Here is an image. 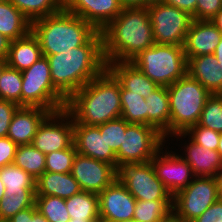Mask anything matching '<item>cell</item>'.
Masks as SVG:
<instances>
[{"label": "cell", "mask_w": 222, "mask_h": 222, "mask_svg": "<svg viewBox=\"0 0 222 222\" xmlns=\"http://www.w3.org/2000/svg\"><path fill=\"white\" fill-rule=\"evenodd\" d=\"M46 58L52 83L67 100L107 68L101 31H97L80 47L47 55Z\"/></svg>", "instance_id": "6da1fadb"}, {"label": "cell", "mask_w": 222, "mask_h": 222, "mask_svg": "<svg viewBox=\"0 0 222 222\" xmlns=\"http://www.w3.org/2000/svg\"><path fill=\"white\" fill-rule=\"evenodd\" d=\"M101 34L106 64L131 62L142 51L155 44L147 8H123Z\"/></svg>", "instance_id": "7a4b0ae2"}, {"label": "cell", "mask_w": 222, "mask_h": 222, "mask_svg": "<svg viewBox=\"0 0 222 222\" xmlns=\"http://www.w3.org/2000/svg\"><path fill=\"white\" fill-rule=\"evenodd\" d=\"M121 84L106 68L100 75L77 90L68 100L66 110L74 124L98 126L121 117Z\"/></svg>", "instance_id": "3957f363"}, {"label": "cell", "mask_w": 222, "mask_h": 222, "mask_svg": "<svg viewBox=\"0 0 222 222\" xmlns=\"http://www.w3.org/2000/svg\"><path fill=\"white\" fill-rule=\"evenodd\" d=\"M43 56L84 45L97 30L81 17L62 8L59 12L31 22Z\"/></svg>", "instance_id": "277c9868"}, {"label": "cell", "mask_w": 222, "mask_h": 222, "mask_svg": "<svg viewBox=\"0 0 222 222\" xmlns=\"http://www.w3.org/2000/svg\"><path fill=\"white\" fill-rule=\"evenodd\" d=\"M170 108V137L185 133L199 121L206 100L212 95L188 73L167 87Z\"/></svg>", "instance_id": "5b68a950"}, {"label": "cell", "mask_w": 222, "mask_h": 222, "mask_svg": "<svg viewBox=\"0 0 222 222\" xmlns=\"http://www.w3.org/2000/svg\"><path fill=\"white\" fill-rule=\"evenodd\" d=\"M131 62L158 86L168 87L187 74L183 46L155 43Z\"/></svg>", "instance_id": "8992f818"}, {"label": "cell", "mask_w": 222, "mask_h": 222, "mask_svg": "<svg viewBox=\"0 0 222 222\" xmlns=\"http://www.w3.org/2000/svg\"><path fill=\"white\" fill-rule=\"evenodd\" d=\"M21 73V106L42 107L51 113L66 108L67 99L54 87L45 56Z\"/></svg>", "instance_id": "52a82bcc"}, {"label": "cell", "mask_w": 222, "mask_h": 222, "mask_svg": "<svg viewBox=\"0 0 222 222\" xmlns=\"http://www.w3.org/2000/svg\"><path fill=\"white\" fill-rule=\"evenodd\" d=\"M116 180L125 185L136 200H173V196L157 178L150 161L118 164Z\"/></svg>", "instance_id": "ba28073f"}, {"label": "cell", "mask_w": 222, "mask_h": 222, "mask_svg": "<svg viewBox=\"0 0 222 222\" xmlns=\"http://www.w3.org/2000/svg\"><path fill=\"white\" fill-rule=\"evenodd\" d=\"M156 44L183 46L192 16L174 6L154 0L148 7Z\"/></svg>", "instance_id": "9c48e42d"}, {"label": "cell", "mask_w": 222, "mask_h": 222, "mask_svg": "<svg viewBox=\"0 0 222 222\" xmlns=\"http://www.w3.org/2000/svg\"><path fill=\"white\" fill-rule=\"evenodd\" d=\"M166 142L155 127L130 123L116 153V167L121 163L149 162Z\"/></svg>", "instance_id": "30bf717a"}, {"label": "cell", "mask_w": 222, "mask_h": 222, "mask_svg": "<svg viewBox=\"0 0 222 222\" xmlns=\"http://www.w3.org/2000/svg\"><path fill=\"white\" fill-rule=\"evenodd\" d=\"M218 199L216 177H195L173 196V214L184 222H192Z\"/></svg>", "instance_id": "8fae6325"}, {"label": "cell", "mask_w": 222, "mask_h": 222, "mask_svg": "<svg viewBox=\"0 0 222 222\" xmlns=\"http://www.w3.org/2000/svg\"><path fill=\"white\" fill-rule=\"evenodd\" d=\"M74 143V120L62 109L50 113L40 124L31 145L45 155L69 148Z\"/></svg>", "instance_id": "7c38bea8"}, {"label": "cell", "mask_w": 222, "mask_h": 222, "mask_svg": "<svg viewBox=\"0 0 222 222\" xmlns=\"http://www.w3.org/2000/svg\"><path fill=\"white\" fill-rule=\"evenodd\" d=\"M165 147L167 148L164 149ZM165 147L163 146L150 162L157 178L164 184L168 192L175 196L196 176L190 165L177 152L169 151L167 144Z\"/></svg>", "instance_id": "4fadbf2b"}, {"label": "cell", "mask_w": 222, "mask_h": 222, "mask_svg": "<svg viewBox=\"0 0 222 222\" xmlns=\"http://www.w3.org/2000/svg\"><path fill=\"white\" fill-rule=\"evenodd\" d=\"M71 174L81 190L99 194L116 180V169L103 161L76 154Z\"/></svg>", "instance_id": "5bb4252c"}, {"label": "cell", "mask_w": 222, "mask_h": 222, "mask_svg": "<svg viewBox=\"0 0 222 222\" xmlns=\"http://www.w3.org/2000/svg\"><path fill=\"white\" fill-rule=\"evenodd\" d=\"M99 197V217L106 222H120L132 219L136 199L125 185L115 180L106 187Z\"/></svg>", "instance_id": "9a60e30c"}, {"label": "cell", "mask_w": 222, "mask_h": 222, "mask_svg": "<svg viewBox=\"0 0 222 222\" xmlns=\"http://www.w3.org/2000/svg\"><path fill=\"white\" fill-rule=\"evenodd\" d=\"M63 8L102 31L123 7L119 0H63Z\"/></svg>", "instance_id": "2e32d148"}, {"label": "cell", "mask_w": 222, "mask_h": 222, "mask_svg": "<svg viewBox=\"0 0 222 222\" xmlns=\"http://www.w3.org/2000/svg\"><path fill=\"white\" fill-rule=\"evenodd\" d=\"M74 145L78 154L106 162L116 169V154L97 126L74 124Z\"/></svg>", "instance_id": "e0dca14e"}, {"label": "cell", "mask_w": 222, "mask_h": 222, "mask_svg": "<svg viewBox=\"0 0 222 222\" xmlns=\"http://www.w3.org/2000/svg\"><path fill=\"white\" fill-rule=\"evenodd\" d=\"M222 38V32L211 20L191 22L183 45L187 61L191 57L214 54Z\"/></svg>", "instance_id": "ac0fdd59"}, {"label": "cell", "mask_w": 222, "mask_h": 222, "mask_svg": "<svg viewBox=\"0 0 222 222\" xmlns=\"http://www.w3.org/2000/svg\"><path fill=\"white\" fill-rule=\"evenodd\" d=\"M50 113L42 107L20 106L12 117L7 137L18 146L31 144L40 124Z\"/></svg>", "instance_id": "d6986e66"}, {"label": "cell", "mask_w": 222, "mask_h": 222, "mask_svg": "<svg viewBox=\"0 0 222 222\" xmlns=\"http://www.w3.org/2000/svg\"><path fill=\"white\" fill-rule=\"evenodd\" d=\"M184 145L182 154L180 155L192 168L196 177H216L222 170V159L218 151L204 148L194 143L189 137Z\"/></svg>", "instance_id": "ffe728a7"}, {"label": "cell", "mask_w": 222, "mask_h": 222, "mask_svg": "<svg viewBox=\"0 0 222 222\" xmlns=\"http://www.w3.org/2000/svg\"><path fill=\"white\" fill-rule=\"evenodd\" d=\"M107 69L115 76L125 90L139 94L143 98L148 97L159 87L132 62L107 63Z\"/></svg>", "instance_id": "44dd1931"}, {"label": "cell", "mask_w": 222, "mask_h": 222, "mask_svg": "<svg viewBox=\"0 0 222 222\" xmlns=\"http://www.w3.org/2000/svg\"><path fill=\"white\" fill-rule=\"evenodd\" d=\"M187 73L211 94H222V66L214 54L191 57L188 60Z\"/></svg>", "instance_id": "7402d4cb"}, {"label": "cell", "mask_w": 222, "mask_h": 222, "mask_svg": "<svg viewBox=\"0 0 222 222\" xmlns=\"http://www.w3.org/2000/svg\"><path fill=\"white\" fill-rule=\"evenodd\" d=\"M146 100V125L155 127L167 141L170 137V108L167 87L159 86Z\"/></svg>", "instance_id": "603a6c76"}, {"label": "cell", "mask_w": 222, "mask_h": 222, "mask_svg": "<svg viewBox=\"0 0 222 222\" xmlns=\"http://www.w3.org/2000/svg\"><path fill=\"white\" fill-rule=\"evenodd\" d=\"M80 191L79 183L71 173L45 172L35 182V195L67 199Z\"/></svg>", "instance_id": "cb8c5ba5"}, {"label": "cell", "mask_w": 222, "mask_h": 222, "mask_svg": "<svg viewBox=\"0 0 222 222\" xmlns=\"http://www.w3.org/2000/svg\"><path fill=\"white\" fill-rule=\"evenodd\" d=\"M43 56L37 37L30 31L26 36L11 41L7 65L23 71Z\"/></svg>", "instance_id": "d4e9b609"}, {"label": "cell", "mask_w": 222, "mask_h": 222, "mask_svg": "<svg viewBox=\"0 0 222 222\" xmlns=\"http://www.w3.org/2000/svg\"><path fill=\"white\" fill-rule=\"evenodd\" d=\"M30 31L31 21L9 0H0V33L14 41Z\"/></svg>", "instance_id": "484cf974"}, {"label": "cell", "mask_w": 222, "mask_h": 222, "mask_svg": "<svg viewBox=\"0 0 222 222\" xmlns=\"http://www.w3.org/2000/svg\"><path fill=\"white\" fill-rule=\"evenodd\" d=\"M0 179L5 186V196H11L12 194L35 195L36 180L14 164L0 168Z\"/></svg>", "instance_id": "4316f807"}, {"label": "cell", "mask_w": 222, "mask_h": 222, "mask_svg": "<svg viewBox=\"0 0 222 222\" xmlns=\"http://www.w3.org/2000/svg\"><path fill=\"white\" fill-rule=\"evenodd\" d=\"M66 208L71 219L97 220L99 219L98 194L80 191L70 198L65 199Z\"/></svg>", "instance_id": "83f0119b"}, {"label": "cell", "mask_w": 222, "mask_h": 222, "mask_svg": "<svg viewBox=\"0 0 222 222\" xmlns=\"http://www.w3.org/2000/svg\"><path fill=\"white\" fill-rule=\"evenodd\" d=\"M13 164L37 180L46 172V155L31 144L19 145L16 149Z\"/></svg>", "instance_id": "f1b7e54d"}, {"label": "cell", "mask_w": 222, "mask_h": 222, "mask_svg": "<svg viewBox=\"0 0 222 222\" xmlns=\"http://www.w3.org/2000/svg\"><path fill=\"white\" fill-rule=\"evenodd\" d=\"M173 213V200H136L134 219L138 222H162Z\"/></svg>", "instance_id": "f546056e"}, {"label": "cell", "mask_w": 222, "mask_h": 222, "mask_svg": "<svg viewBox=\"0 0 222 222\" xmlns=\"http://www.w3.org/2000/svg\"><path fill=\"white\" fill-rule=\"evenodd\" d=\"M121 117L128 123L146 125V100L141 95L120 87Z\"/></svg>", "instance_id": "4dcf8cb0"}, {"label": "cell", "mask_w": 222, "mask_h": 222, "mask_svg": "<svg viewBox=\"0 0 222 222\" xmlns=\"http://www.w3.org/2000/svg\"><path fill=\"white\" fill-rule=\"evenodd\" d=\"M31 22L55 14L63 8V0H9Z\"/></svg>", "instance_id": "1f68e13d"}, {"label": "cell", "mask_w": 222, "mask_h": 222, "mask_svg": "<svg viewBox=\"0 0 222 222\" xmlns=\"http://www.w3.org/2000/svg\"><path fill=\"white\" fill-rule=\"evenodd\" d=\"M35 205L49 222H68L71 219L65 199L60 197L35 195Z\"/></svg>", "instance_id": "d6a6232c"}, {"label": "cell", "mask_w": 222, "mask_h": 222, "mask_svg": "<svg viewBox=\"0 0 222 222\" xmlns=\"http://www.w3.org/2000/svg\"><path fill=\"white\" fill-rule=\"evenodd\" d=\"M22 73L8 65L0 75V99L8 100L21 106Z\"/></svg>", "instance_id": "836d02e7"}, {"label": "cell", "mask_w": 222, "mask_h": 222, "mask_svg": "<svg viewBox=\"0 0 222 222\" xmlns=\"http://www.w3.org/2000/svg\"><path fill=\"white\" fill-rule=\"evenodd\" d=\"M197 125L222 133V94H212L206 100Z\"/></svg>", "instance_id": "e575fe53"}, {"label": "cell", "mask_w": 222, "mask_h": 222, "mask_svg": "<svg viewBox=\"0 0 222 222\" xmlns=\"http://www.w3.org/2000/svg\"><path fill=\"white\" fill-rule=\"evenodd\" d=\"M221 133H218L209 128L203 126L194 125L190 127L185 133H176L171 137H175L178 141V138H187V136L196 144L208 148L210 150L217 151Z\"/></svg>", "instance_id": "d590c367"}, {"label": "cell", "mask_w": 222, "mask_h": 222, "mask_svg": "<svg viewBox=\"0 0 222 222\" xmlns=\"http://www.w3.org/2000/svg\"><path fill=\"white\" fill-rule=\"evenodd\" d=\"M77 151L74 143L66 149L46 155V172L71 173Z\"/></svg>", "instance_id": "8d00e7d4"}, {"label": "cell", "mask_w": 222, "mask_h": 222, "mask_svg": "<svg viewBox=\"0 0 222 222\" xmlns=\"http://www.w3.org/2000/svg\"><path fill=\"white\" fill-rule=\"evenodd\" d=\"M35 204V195L4 196L0 200V222H7L19 211L32 207Z\"/></svg>", "instance_id": "74e56055"}, {"label": "cell", "mask_w": 222, "mask_h": 222, "mask_svg": "<svg viewBox=\"0 0 222 222\" xmlns=\"http://www.w3.org/2000/svg\"><path fill=\"white\" fill-rule=\"evenodd\" d=\"M129 124L125 119L119 117L97 126L100 133L104 134L107 144L115 154L121 147L123 135H125Z\"/></svg>", "instance_id": "f35d334b"}, {"label": "cell", "mask_w": 222, "mask_h": 222, "mask_svg": "<svg viewBox=\"0 0 222 222\" xmlns=\"http://www.w3.org/2000/svg\"><path fill=\"white\" fill-rule=\"evenodd\" d=\"M19 107L12 101L0 99V138L7 137L12 117Z\"/></svg>", "instance_id": "ab89813d"}, {"label": "cell", "mask_w": 222, "mask_h": 222, "mask_svg": "<svg viewBox=\"0 0 222 222\" xmlns=\"http://www.w3.org/2000/svg\"><path fill=\"white\" fill-rule=\"evenodd\" d=\"M222 9V0H197L196 20H211Z\"/></svg>", "instance_id": "60d3db41"}, {"label": "cell", "mask_w": 222, "mask_h": 222, "mask_svg": "<svg viewBox=\"0 0 222 222\" xmlns=\"http://www.w3.org/2000/svg\"><path fill=\"white\" fill-rule=\"evenodd\" d=\"M17 147L9 137L0 138V168L13 164Z\"/></svg>", "instance_id": "b9f144b4"}, {"label": "cell", "mask_w": 222, "mask_h": 222, "mask_svg": "<svg viewBox=\"0 0 222 222\" xmlns=\"http://www.w3.org/2000/svg\"><path fill=\"white\" fill-rule=\"evenodd\" d=\"M7 222H49L40 212L37 210L36 205L29 207L25 210L19 211L12 216Z\"/></svg>", "instance_id": "7bdbcfd3"}, {"label": "cell", "mask_w": 222, "mask_h": 222, "mask_svg": "<svg viewBox=\"0 0 222 222\" xmlns=\"http://www.w3.org/2000/svg\"><path fill=\"white\" fill-rule=\"evenodd\" d=\"M192 222H222V200L218 199Z\"/></svg>", "instance_id": "ee69618b"}, {"label": "cell", "mask_w": 222, "mask_h": 222, "mask_svg": "<svg viewBox=\"0 0 222 222\" xmlns=\"http://www.w3.org/2000/svg\"><path fill=\"white\" fill-rule=\"evenodd\" d=\"M160 1L187 12L190 16H192L194 20H196L197 0H160Z\"/></svg>", "instance_id": "f6af8a7d"}, {"label": "cell", "mask_w": 222, "mask_h": 222, "mask_svg": "<svg viewBox=\"0 0 222 222\" xmlns=\"http://www.w3.org/2000/svg\"><path fill=\"white\" fill-rule=\"evenodd\" d=\"M123 8H147L154 0H119Z\"/></svg>", "instance_id": "bcb514c9"}, {"label": "cell", "mask_w": 222, "mask_h": 222, "mask_svg": "<svg viewBox=\"0 0 222 222\" xmlns=\"http://www.w3.org/2000/svg\"><path fill=\"white\" fill-rule=\"evenodd\" d=\"M11 40L0 33V59L7 60Z\"/></svg>", "instance_id": "7dc6e473"}, {"label": "cell", "mask_w": 222, "mask_h": 222, "mask_svg": "<svg viewBox=\"0 0 222 222\" xmlns=\"http://www.w3.org/2000/svg\"><path fill=\"white\" fill-rule=\"evenodd\" d=\"M211 21L222 32V9L211 19Z\"/></svg>", "instance_id": "c3c4849f"}, {"label": "cell", "mask_w": 222, "mask_h": 222, "mask_svg": "<svg viewBox=\"0 0 222 222\" xmlns=\"http://www.w3.org/2000/svg\"><path fill=\"white\" fill-rule=\"evenodd\" d=\"M214 56L218 60L219 65L222 66V38H221L218 46L216 47V50L214 52Z\"/></svg>", "instance_id": "681fc988"}, {"label": "cell", "mask_w": 222, "mask_h": 222, "mask_svg": "<svg viewBox=\"0 0 222 222\" xmlns=\"http://www.w3.org/2000/svg\"><path fill=\"white\" fill-rule=\"evenodd\" d=\"M217 181V189H218V197L222 200V170L216 176Z\"/></svg>", "instance_id": "f907efd6"}, {"label": "cell", "mask_w": 222, "mask_h": 222, "mask_svg": "<svg viewBox=\"0 0 222 222\" xmlns=\"http://www.w3.org/2000/svg\"><path fill=\"white\" fill-rule=\"evenodd\" d=\"M162 222H184V221L180 220L172 213L167 219H165Z\"/></svg>", "instance_id": "816d5d0a"}, {"label": "cell", "mask_w": 222, "mask_h": 222, "mask_svg": "<svg viewBox=\"0 0 222 222\" xmlns=\"http://www.w3.org/2000/svg\"><path fill=\"white\" fill-rule=\"evenodd\" d=\"M5 196V186L0 179V200Z\"/></svg>", "instance_id": "f5cc1de1"}, {"label": "cell", "mask_w": 222, "mask_h": 222, "mask_svg": "<svg viewBox=\"0 0 222 222\" xmlns=\"http://www.w3.org/2000/svg\"><path fill=\"white\" fill-rule=\"evenodd\" d=\"M7 66V60L5 59H0V75L3 71V69Z\"/></svg>", "instance_id": "db71d44e"}, {"label": "cell", "mask_w": 222, "mask_h": 222, "mask_svg": "<svg viewBox=\"0 0 222 222\" xmlns=\"http://www.w3.org/2000/svg\"><path fill=\"white\" fill-rule=\"evenodd\" d=\"M217 151L222 159V133L220 135V141H219V145H218V148H217Z\"/></svg>", "instance_id": "11a10c76"}, {"label": "cell", "mask_w": 222, "mask_h": 222, "mask_svg": "<svg viewBox=\"0 0 222 222\" xmlns=\"http://www.w3.org/2000/svg\"><path fill=\"white\" fill-rule=\"evenodd\" d=\"M96 220H76V219H70L68 222H93Z\"/></svg>", "instance_id": "9f6ffc18"}, {"label": "cell", "mask_w": 222, "mask_h": 222, "mask_svg": "<svg viewBox=\"0 0 222 222\" xmlns=\"http://www.w3.org/2000/svg\"><path fill=\"white\" fill-rule=\"evenodd\" d=\"M120 222H138V221L135 220L134 218H132V219L123 220V221H120Z\"/></svg>", "instance_id": "6f0895ef"}, {"label": "cell", "mask_w": 222, "mask_h": 222, "mask_svg": "<svg viewBox=\"0 0 222 222\" xmlns=\"http://www.w3.org/2000/svg\"><path fill=\"white\" fill-rule=\"evenodd\" d=\"M93 222H106V221L99 218V219H97L96 221H93Z\"/></svg>", "instance_id": "680465c9"}]
</instances>
